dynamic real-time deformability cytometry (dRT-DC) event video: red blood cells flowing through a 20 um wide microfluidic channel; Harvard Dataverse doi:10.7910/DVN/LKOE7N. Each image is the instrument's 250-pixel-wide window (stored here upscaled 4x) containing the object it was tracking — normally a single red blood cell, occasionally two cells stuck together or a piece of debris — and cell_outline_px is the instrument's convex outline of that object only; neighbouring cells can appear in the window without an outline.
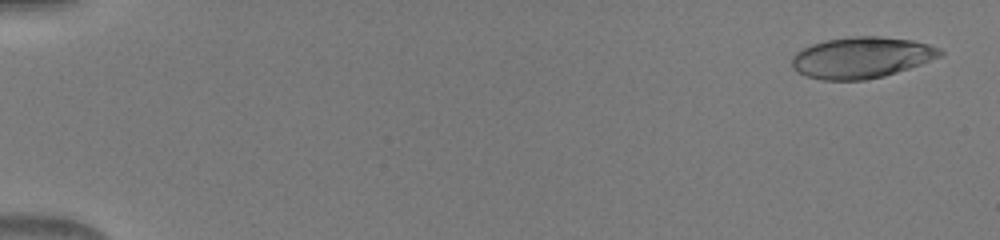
{"species": "human", "species_latin": "Homo sapiens", "temperature_condition": "warm", "stored_images_in_passage": 17, "camera_frame_rate_fps": 3000, "um_per_image_px": 0.085, "donor": {"sex": "male"}, "frame": {"image": 1, "passage_image": 2, "time_ms": 0.333, "image_size_px": [1000, 240], "cell_outline_px": [[944, 56], [884, 76], [864, 80], [820, 80], [808, 76], [792, 68], [792, 56], [800, 48], [812, 44], [828, 40], [848, 36], [880, 36], [912, 40], [928, 44], [940, 48], [944, 52]], "centroid_in_image_um": [73.24, 4.88], "position_along_channel_um": 11.8, "area_um2": 35.66}}
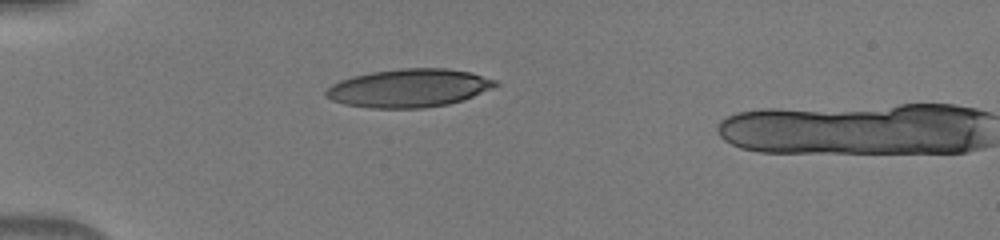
{"frame": {"image": 2, "passage_image": 15, "time_ms": 4.667, "image_size_px": [1000, 240], "cell_outline_px": [[500, 84], [492, 88], [472, 96], [448, 104], [424, 108], [372, 108], [344, 104], [332, 100], [324, 96], [324, 92], [332, 84], [340, 80], [352, 76], [372, 72], [400, 68], [448, 68], [472, 72], [496, 80]], "centroid_in_image_um": [34.75, 7.48], "position_along_channel_um": 50.3, "area_um2": 37.8}}